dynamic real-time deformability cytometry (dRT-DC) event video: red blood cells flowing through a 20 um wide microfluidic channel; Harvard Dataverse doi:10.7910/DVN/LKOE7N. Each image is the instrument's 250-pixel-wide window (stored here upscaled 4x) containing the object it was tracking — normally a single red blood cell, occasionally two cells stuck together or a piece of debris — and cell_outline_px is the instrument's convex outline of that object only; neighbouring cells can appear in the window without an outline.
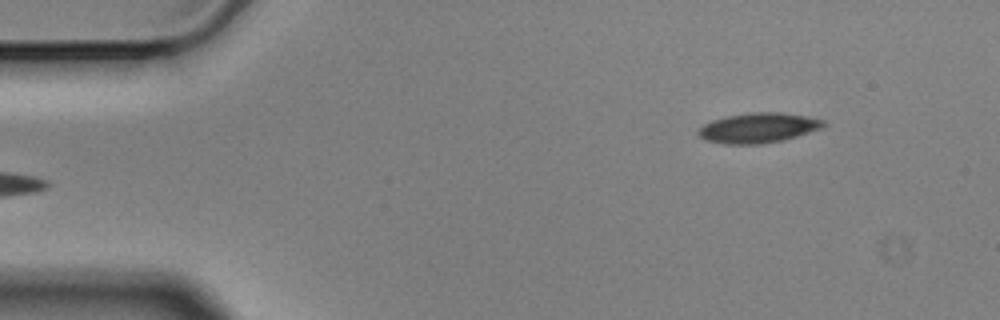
{"species": "Egyptian fruit bat (a non-hibernating species)", "species_latin": "Rousettus aegyptiacus", "temperature_condition": "cold", "stored_images_in_passage": 5, "segment_of_instrument_passage": [2, 2], "camera_frame_rate_fps": 3000, "um_per_image_px": 0.085, "animal": {"sex": "male"}, "frame": {"image": 1, "passage_image": 5, "time_ms": 1.333, "image_size_px": [1000, 320], "cell_outline_px": [[828, 124], [824, 128], [796, 136], [780, 140], [760, 144], [724, 144], [704, 140], [696, 132], [704, 124], [712, 120], [728, 116], [752, 112], [780, 112], [804, 116], [824, 120]], "centroid_in_image_um": [64.46, 10.87], "position_along_channel_um": 20.5, "area_um2": 21.79}}